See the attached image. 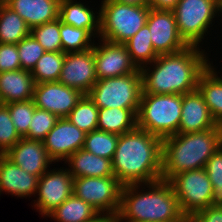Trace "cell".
I'll return each mask as SVG.
<instances>
[{
  "instance_id": "7a4b0ae2",
  "label": "cell",
  "mask_w": 222,
  "mask_h": 222,
  "mask_svg": "<svg viewBox=\"0 0 222 222\" xmlns=\"http://www.w3.org/2000/svg\"><path fill=\"white\" fill-rule=\"evenodd\" d=\"M162 142L160 137L138 127L119 135L111 160L114 176L123 185L161 180Z\"/></svg>"
},
{
  "instance_id": "b9f144b4",
  "label": "cell",
  "mask_w": 222,
  "mask_h": 222,
  "mask_svg": "<svg viewBox=\"0 0 222 222\" xmlns=\"http://www.w3.org/2000/svg\"><path fill=\"white\" fill-rule=\"evenodd\" d=\"M90 222H119L117 215L100 214Z\"/></svg>"
},
{
  "instance_id": "484cf974",
  "label": "cell",
  "mask_w": 222,
  "mask_h": 222,
  "mask_svg": "<svg viewBox=\"0 0 222 222\" xmlns=\"http://www.w3.org/2000/svg\"><path fill=\"white\" fill-rule=\"evenodd\" d=\"M98 215L95 208L72 194L47 217L56 222H90Z\"/></svg>"
},
{
  "instance_id": "2e32d148",
  "label": "cell",
  "mask_w": 222,
  "mask_h": 222,
  "mask_svg": "<svg viewBox=\"0 0 222 222\" xmlns=\"http://www.w3.org/2000/svg\"><path fill=\"white\" fill-rule=\"evenodd\" d=\"M86 133L67 118H59L53 129L42 141L54 163L65 161L74 152L83 148Z\"/></svg>"
},
{
  "instance_id": "9c48e42d",
  "label": "cell",
  "mask_w": 222,
  "mask_h": 222,
  "mask_svg": "<svg viewBox=\"0 0 222 222\" xmlns=\"http://www.w3.org/2000/svg\"><path fill=\"white\" fill-rule=\"evenodd\" d=\"M122 188L123 184L115 176L78 177L73 180V194L100 214L118 215Z\"/></svg>"
},
{
  "instance_id": "3957f363",
  "label": "cell",
  "mask_w": 222,
  "mask_h": 222,
  "mask_svg": "<svg viewBox=\"0 0 222 222\" xmlns=\"http://www.w3.org/2000/svg\"><path fill=\"white\" fill-rule=\"evenodd\" d=\"M117 216L119 222L190 220L182 213L171 184L165 180L123 185Z\"/></svg>"
},
{
  "instance_id": "83f0119b",
  "label": "cell",
  "mask_w": 222,
  "mask_h": 222,
  "mask_svg": "<svg viewBox=\"0 0 222 222\" xmlns=\"http://www.w3.org/2000/svg\"><path fill=\"white\" fill-rule=\"evenodd\" d=\"M124 45L126 46L132 61L139 69L152 63L159 56L153 48L147 24L125 42Z\"/></svg>"
},
{
  "instance_id": "277c9868",
  "label": "cell",
  "mask_w": 222,
  "mask_h": 222,
  "mask_svg": "<svg viewBox=\"0 0 222 222\" xmlns=\"http://www.w3.org/2000/svg\"><path fill=\"white\" fill-rule=\"evenodd\" d=\"M222 145V126L194 133L168 136L162 142V177L168 181L181 172L205 167Z\"/></svg>"
},
{
  "instance_id": "52a82bcc",
  "label": "cell",
  "mask_w": 222,
  "mask_h": 222,
  "mask_svg": "<svg viewBox=\"0 0 222 222\" xmlns=\"http://www.w3.org/2000/svg\"><path fill=\"white\" fill-rule=\"evenodd\" d=\"M142 94L140 69L135 73L98 80L87 94L100 109H138Z\"/></svg>"
},
{
  "instance_id": "e575fe53",
  "label": "cell",
  "mask_w": 222,
  "mask_h": 222,
  "mask_svg": "<svg viewBox=\"0 0 222 222\" xmlns=\"http://www.w3.org/2000/svg\"><path fill=\"white\" fill-rule=\"evenodd\" d=\"M11 116V120L21 137H24L28 131L31 119L36 106L33 100L12 102L5 104Z\"/></svg>"
},
{
  "instance_id": "6da1fadb",
  "label": "cell",
  "mask_w": 222,
  "mask_h": 222,
  "mask_svg": "<svg viewBox=\"0 0 222 222\" xmlns=\"http://www.w3.org/2000/svg\"><path fill=\"white\" fill-rule=\"evenodd\" d=\"M206 54L198 46H187L176 53L159 55L147 64L150 66L140 68L142 93L184 95L196 90L200 75L208 68Z\"/></svg>"
},
{
  "instance_id": "8fae6325",
  "label": "cell",
  "mask_w": 222,
  "mask_h": 222,
  "mask_svg": "<svg viewBox=\"0 0 222 222\" xmlns=\"http://www.w3.org/2000/svg\"><path fill=\"white\" fill-rule=\"evenodd\" d=\"M56 169L55 167L52 170L48 169L38 180L36 192L38 197L33 200V206L43 218L73 194L74 178L69 170L63 167Z\"/></svg>"
},
{
  "instance_id": "ac0fdd59",
  "label": "cell",
  "mask_w": 222,
  "mask_h": 222,
  "mask_svg": "<svg viewBox=\"0 0 222 222\" xmlns=\"http://www.w3.org/2000/svg\"><path fill=\"white\" fill-rule=\"evenodd\" d=\"M5 155L27 173L38 177L44 174L53 162L42 141L25 137H22Z\"/></svg>"
},
{
  "instance_id": "1f68e13d",
  "label": "cell",
  "mask_w": 222,
  "mask_h": 222,
  "mask_svg": "<svg viewBox=\"0 0 222 222\" xmlns=\"http://www.w3.org/2000/svg\"><path fill=\"white\" fill-rule=\"evenodd\" d=\"M118 139L117 134L94 130L86 134L83 149L96 156L112 160Z\"/></svg>"
},
{
  "instance_id": "7402d4cb",
  "label": "cell",
  "mask_w": 222,
  "mask_h": 222,
  "mask_svg": "<svg viewBox=\"0 0 222 222\" xmlns=\"http://www.w3.org/2000/svg\"><path fill=\"white\" fill-rule=\"evenodd\" d=\"M84 5L77 0H60L58 18L63 24L88 30L93 37L100 34V10ZM98 14V15H97Z\"/></svg>"
},
{
  "instance_id": "ba28073f",
  "label": "cell",
  "mask_w": 222,
  "mask_h": 222,
  "mask_svg": "<svg viewBox=\"0 0 222 222\" xmlns=\"http://www.w3.org/2000/svg\"><path fill=\"white\" fill-rule=\"evenodd\" d=\"M220 0H179L173 10L177 30L188 46H200L210 32L213 19L219 15Z\"/></svg>"
},
{
  "instance_id": "5b68a950",
  "label": "cell",
  "mask_w": 222,
  "mask_h": 222,
  "mask_svg": "<svg viewBox=\"0 0 222 222\" xmlns=\"http://www.w3.org/2000/svg\"><path fill=\"white\" fill-rule=\"evenodd\" d=\"M181 110V94L142 93L137 112V127L161 139L178 134Z\"/></svg>"
},
{
  "instance_id": "d6a6232c",
  "label": "cell",
  "mask_w": 222,
  "mask_h": 222,
  "mask_svg": "<svg viewBox=\"0 0 222 222\" xmlns=\"http://www.w3.org/2000/svg\"><path fill=\"white\" fill-rule=\"evenodd\" d=\"M45 51H62L60 19L35 26L30 32Z\"/></svg>"
},
{
  "instance_id": "7c38bea8",
  "label": "cell",
  "mask_w": 222,
  "mask_h": 222,
  "mask_svg": "<svg viewBox=\"0 0 222 222\" xmlns=\"http://www.w3.org/2000/svg\"><path fill=\"white\" fill-rule=\"evenodd\" d=\"M84 94L59 81L35 84L33 102L36 108L66 118Z\"/></svg>"
},
{
  "instance_id": "30bf717a",
  "label": "cell",
  "mask_w": 222,
  "mask_h": 222,
  "mask_svg": "<svg viewBox=\"0 0 222 222\" xmlns=\"http://www.w3.org/2000/svg\"><path fill=\"white\" fill-rule=\"evenodd\" d=\"M171 184L182 213L191 217L211 204L213 186L205 169L190 170L172 176Z\"/></svg>"
},
{
  "instance_id": "f546056e",
  "label": "cell",
  "mask_w": 222,
  "mask_h": 222,
  "mask_svg": "<svg viewBox=\"0 0 222 222\" xmlns=\"http://www.w3.org/2000/svg\"><path fill=\"white\" fill-rule=\"evenodd\" d=\"M98 110L93 100L84 94L66 118L87 134L97 130Z\"/></svg>"
},
{
  "instance_id": "8d00e7d4",
  "label": "cell",
  "mask_w": 222,
  "mask_h": 222,
  "mask_svg": "<svg viewBox=\"0 0 222 222\" xmlns=\"http://www.w3.org/2000/svg\"><path fill=\"white\" fill-rule=\"evenodd\" d=\"M21 69L32 71L37 61L45 53L44 48L30 33L17 44Z\"/></svg>"
},
{
  "instance_id": "74e56055",
  "label": "cell",
  "mask_w": 222,
  "mask_h": 222,
  "mask_svg": "<svg viewBox=\"0 0 222 222\" xmlns=\"http://www.w3.org/2000/svg\"><path fill=\"white\" fill-rule=\"evenodd\" d=\"M21 138L11 120L8 107L0 104V154H6Z\"/></svg>"
},
{
  "instance_id": "d590c367",
  "label": "cell",
  "mask_w": 222,
  "mask_h": 222,
  "mask_svg": "<svg viewBox=\"0 0 222 222\" xmlns=\"http://www.w3.org/2000/svg\"><path fill=\"white\" fill-rule=\"evenodd\" d=\"M58 119L53 113L35 108L29 131L24 137L31 140L43 141L46 135L53 129Z\"/></svg>"
},
{
  "instance_id": "ab89813d",
  "label": "cell",
  "mask_w": 222,
  "mask_h": 222,
  "mask_svg": "<svg viewBox=\"0 0 222 222\" xmlns=\"http://www.w3.org/2000/svg\"><path fill=\"white\" fill-rule=\"evenodd\" d=\"M190 222H222V207L208 206L195 212Z\"/></svg>"
},
{
  "instance_id": "d4e9b609",
  "label": "cell",
  "mask_w": 222,
  "mask_h": 222,
  "mask_svg": "<svg viewBox=\"0 0 222 222\" xmlns=\"http://www.w3.org/2000/svg\"><path fill=\"white\" fill-rule=\"evenodd\" d=\"M138 109L105 108L98 110L97 130L125 134L137 127Z\"/></svg>"
},
{
  "instance_id": "60d3db41",
  "label": "cell",
  "mask_w": 222,
  "mask_h": 222,
  "mask_svg": "<svg viewBox=\"0 0 222 222\" xmlns=\"http://www.w3.org/2000/svg\"><path fill=\"white\" fill-rule=\"evenodd\" d=\"M179 0H149L148 6L155 10L173 11Z\"/></svg>"
},
{
  "instance_id": "f35d334b",
  "label": "cell",
  "mask_w": 222,
  "mask_h": 222,
  "mask_svg": "<svg viewBox=\"0 0 222 222\" xmlns=\"http://www.w3.org/2000/svg\"><path fill=\"white\" fill-rule=\"evenodd\" d=\"M21 69L17 44L0 43V73Z\"/></svg>"
},
{
  "instance_id": "d6986e66",
  "label": "cell",
  "mask_w": 222,
  "mask_h": 222,
  "mask_svg": "<svg viewBox=\"0 0 222 222\" xmlns=\"http://www.w3.org/2000/svg\"><path fill=\"white\" fill-rule=\"evenodd\" d=\"M39 177L27 173L5 154H0V195L1 192L20 198L36 194Z\"/></svg>"
},
{
  "instance_id": "836d02e7",
  "label": "cell",
  "mask_w": 222,
  "mask_h": 222,
  "mask_svg": "<svg viewBox=\"0 0 222 222\" xmlns=\"http://www.w3.org/2000/svg\"><path fill=\"white\" fill-rule=\"evenodd\" d=\"M204 169L213 186L210 206L222 207V145L207 160Z\"/></svg>"
},
{
  "instance_id": "4316f807",
  "label": "cell",
  "mask_w": 222,
  "mask_h": 222,
  "mask_svg": "<svg viewBox=\"0 0 222 222\" xmlns=\"http://www.w3.org/2000/svg\"><path fill=\"white\" fill-rule=\"evenodd\" d=\"M30 32L25 20L0 0V43L18 44Z\"/></svg>"
},
{
  "instance_id": "5bb4252c",
  "label": "cell",
  "mask_w": 222,
  "mask_h": 222,
  "mask_svg": "<svg viewBox=\"0 0 222 222\" xmlns=\"http://www.w3.org/2000/svg\"><path fill=\"white\" fill-rule=\"evenodd\" d=\"M98 41L97 45L94 43L95 70L98 80L123 76L139 70L124 44L103 39Z\"/></svg>"
},
{
  "instance_id": "f6af8a7d",
  "label": "cell",
  "mask_w": 222,
  "mask_h": 222,
  "mask_svg": "<svg viewBox=\"0 0 222 222\" xmlns=\"http://www.w3.org/2000/svg\"><path fill=\"white\" fill-rule=\"evenodd\" d=\"M168 222H190V220H173Z\"/></svg>"
},
{
  "instance_id": "ee69618b",
  "label": "cell",
  "mask_w": 222,
  "mask_h": 222,
  "mask_svg": "<svg viewBox=\"0 0 222 222\" xmlns=\"http://www.w3.org/2000/svg\"><path fill=\"white\" fill-rule=\"evenodd\" d=\"M219 13H220V15H218V16L222 17L221 16L222 15V0H220V2H219Z\"/></svg>"
},
{
  "instance_id": "7bdbcfd3",
  "label": "cell",
  "mask_w": 222,
  "mask_h": 222,
  "mask_svg": "<svg viewBox=\"0 0 222 222\" xmlns=\"http://www.w3.org/2000/svg\"><path fill=\"white\" fill-rule=\"evenodd\" d=\"M116 2L127 4L130 6H148L149 0H114Z\"/></svg>"
},
{
  "instance_id": "ffe728a7",
  "label": "cell",
  "mask_w": 222,
  "mask_h": 222,
  "mask_svg": "<svg viewBox=\"0 0 222 222\" xmlns=\"http://www.w3.org/2000/svg\"><path fill=\"white\" fill-rule=\"evenodd\" d=\"M32 29L54 21L59 15L60 0H2Z\"/></svg>"
},
{
  "instance_id": "f1b7e54d",
  "label": "cell",
  "mask_w": 222,
  "mask_h": 222,
  "mask_svg": "<svg viewBox=\"0 0 222 222\" xmlns=\"http://www.w3.org/2000/svg\"><path fill=\"white\" fill-rule=\"evenodd\" d=\"M65 54L63 51H45L31 71L35 84L58 81Z\"/></svg>"
},
{
  "instance_id": "e0dca14e",
  "label": "cell",
  "mask_w": 222,
  "mask_h": 222,
  "mask_svg": "<svg viewBox=\"0 0 222 222\" xmlns=\"http://www.w3.org/2000/svg\"><path fill=\"white\" fill-rule=\"evenodd\" d=\"M219 126L198 89L182 95L178 133H194Z\"/></svg>"
},
{
  "instance_id": "4dcf8cb0",
  "label": "cell",
  "mask_w": 222,
  "mask_h": 222,
  "mask_svg": "<svg viewBox=\"0 0 222 222\" xmlns=\"http://www.w3.org/2000/svg\"><path fill=\"white\" fill-rule=\"evenodd\" d=\"M60 36L64 53L88 50L93 48L95 42V37L88 30L63 24L61 21Z\"/></svg>"
},
{
  "instance_id": "44dd1931",
  "label": "cell",
  "mask_w": 222,
  "mask_h": 222,
  "mask_svg": "<svg viewBox=\"0 0 222 222\" xmlns=\"http://www.w3.org/2000/svg\"><path fill=\"white\" fill-rule=\"evenodd\" d=\"M35 81L31 71L19 69L0 73V104L33 99Z\"/></svg>"
},
{
  "instance_id": "cb8c5ba5",
  "label": "cell",
  "mask_w": 222,
  "mask_h": 222,
  "mask_svg": "<svg viewBox=\"0 0 222 222\" xmlns=\"http://www.w3.org/2000/svg\"><path fill=\"white\" fill-rule=\"evenodd\" d=\"M215 68L208 58V68L200 75L197 89L216 123L222 126V76Z\"/></svg>"
},
{
  "instance_id": "603a6c76",
  "label": "cell",
  "mask_w": 222,
  "mask_h": 222,
  "mask_svg": "<svg viewBox=\"0 0 222 222\" xmlns=\"http://www.w3.org/2000/svg\"><path fill=\"white\" fill-rule=\"evenodd\" d=\"M64 163L68 164L67 169L73 178L114 176L110 159L96 156L83 148L74 152Z\"/></svg>"
},
{
  "instance_id": "4fadbf2b",
  "label": "cell",
  "mask_w": 222,
  "mask_h": 222,
  "mask_svg": "<svg viewBox=\"0 0 222 222\" xmlns=\"http://www.w3.org/2000/svg\"><path fill=\"white\" fill-rule=\"evenodd\" d=\"M146 24L153 48L158 55L176 53L188 46L179 35L173 11L150 8Z\"/></svg>"
},
{
  "instance_id": "9a60e30c",
  "label": "cell",
  "mask_w": 222,
  "mask_h": 222,
  "mask_svg": "<svg viewBox=\"0 0 222 222\" xmlns=\"http://www.w3.org/2000/svg\"><path fill=\"white\" fill-rule=\"evenodd\" d=\"M58 81L68 87L78 89L83 94H88L98 81L94 46L85 51L66 53Z\"/></svg>"
},
{
  "instance_id": "8992f818",
  "label": "cell",
  "mask_w": 222,
  "mask_h": 222,
  "mask_svg": "<svg viewBox=\"0 0 222 222\" xmlns=\"http://www.w3.org/2000/svg\"><path fill=\"white\" fill-rule=\"evenodd\" d=\"M100 5L99 38L124 44L145 24L149 6H130L114 0H102Z\"/></svg>"
}]
</instances>
